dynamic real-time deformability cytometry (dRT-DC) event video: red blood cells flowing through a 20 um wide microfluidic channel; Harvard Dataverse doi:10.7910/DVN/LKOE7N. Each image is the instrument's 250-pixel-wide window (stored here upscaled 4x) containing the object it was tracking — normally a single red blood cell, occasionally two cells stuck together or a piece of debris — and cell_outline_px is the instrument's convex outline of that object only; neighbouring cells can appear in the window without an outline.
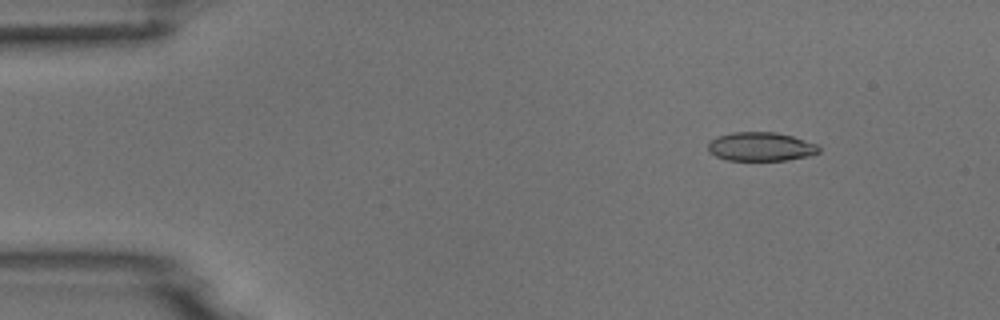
{"species": "common noctule bat (a hibernating species)", "species_latin": "Nyctalus noctula", "temperature_condition": "room temperature", "stored_images_in_passage": 4, "camera_frame_rate_fps": 3000, "um_per_image_px": 0.085, "animal": {"sex": "male", "body_mass_g": 18.8}, "frame": {"image": 1, "passage_image": 2, "time_ms": 1.0, "image_size_px": [1000, 320], "cell_outline_px": [[820, 152], [808, 156], [788, 160], [728, 160], [716, 156], [708, 152], [708, 144], [716, 136], [732, 132], [776, 132], [792, 136], [816, 144], [820, 148]], "centroid_in_image_um": [64.65, 12.46], "position_along_channel_um": 20.3, "area_um2": 18.61}}